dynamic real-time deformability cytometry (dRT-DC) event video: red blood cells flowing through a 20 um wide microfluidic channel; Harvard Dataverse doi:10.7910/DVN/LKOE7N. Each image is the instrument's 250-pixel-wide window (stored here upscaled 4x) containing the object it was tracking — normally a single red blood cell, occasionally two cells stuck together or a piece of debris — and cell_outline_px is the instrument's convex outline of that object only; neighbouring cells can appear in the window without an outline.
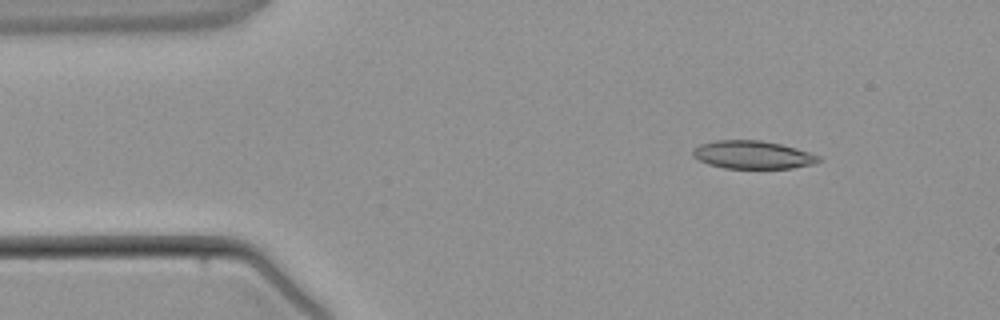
{"species": "common noctule bat (a hibernating species)", "species_latin": "Nyctalus noctula", "temperature_condition": "warm", "stored_images_in_passage": 3, "camera_frame_rate_fps": 3000, "um_per_image_px": 0.085, "animal": {"sex": "male", "body_mass_g": 21.5, "forearm_length_mm": 52.0}, "frame": {"image": 1, "passage_image": 1, "time_ms": 0.0, "image_size_px": [1000, 320], "cell_outline_px": [[820, 160], [812, 164], [792, 168], [724, 168], [708, 164], [692, 156], [692, 148], [700, 144], [716, 140], [760, 140], [780, 144], [796, 148], [820, 156]], "centroid_in_image_um": [63.93, 13.15], "position_along_channel_um": 21.1, "area_um2": 20.46}}